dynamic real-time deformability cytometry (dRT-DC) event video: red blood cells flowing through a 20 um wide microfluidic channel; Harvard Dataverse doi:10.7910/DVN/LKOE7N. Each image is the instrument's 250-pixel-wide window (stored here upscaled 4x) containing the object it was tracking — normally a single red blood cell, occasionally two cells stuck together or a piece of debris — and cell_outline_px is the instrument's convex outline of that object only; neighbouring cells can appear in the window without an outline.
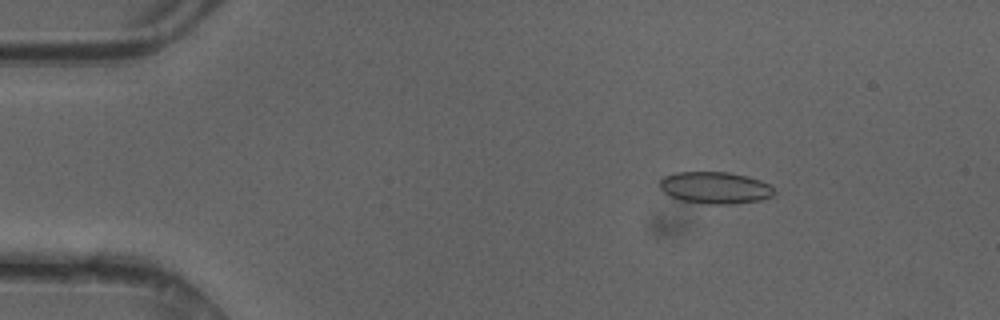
{"species": "common noctule bat (a hibernating species)", "species_latin": "Nyctalus noctula", "temperature_condition": "cold", "stored_images_in_passage": 49, "camera_frame_rate_fps": 3000, "um_per_image_px": 0.085, "animal": {"sex": "female"}, "frame": {"image": 1, "passage_image": 8, "time_ms": 2.333, "image_size_px": [1000, 320], "cell_outline_px": [[776, 192], [772, 196], [760, 200], [728, 204], [708, 204], [684, 200], [672, 196], [664, 192], [660, 188], [660, 180], [664, 176], [676, 172], [728, 172], [748, 176], [760, 180], [768, 184]], "centroid_in_image_um": [60.79, 15.94], "position_along_channel_um": 24.2, "area_um2": 21.04}}
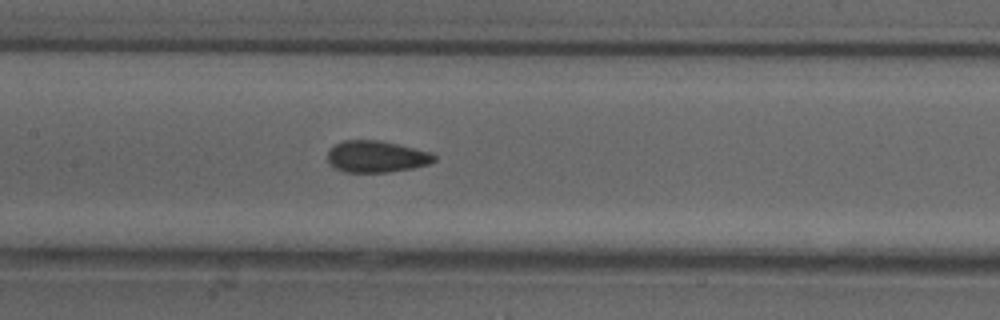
{"frame": {"image": 2, "passage_image": 24, "time_ms": 7.667, "image_size_px": [1000, 320], "cell_outline_px": [[436, 160], [428, 164], [412, 168], [388, 172], [344, 172], [328, 164], [328, 152], [336, 144], [344, 140], [376, 140], [396, 144], [432, 152], [436, 156]], "centroid_in_image_um": [32.0, 13.32], "position_along_channel_um": 175.4, "area_um2": 19.54}}
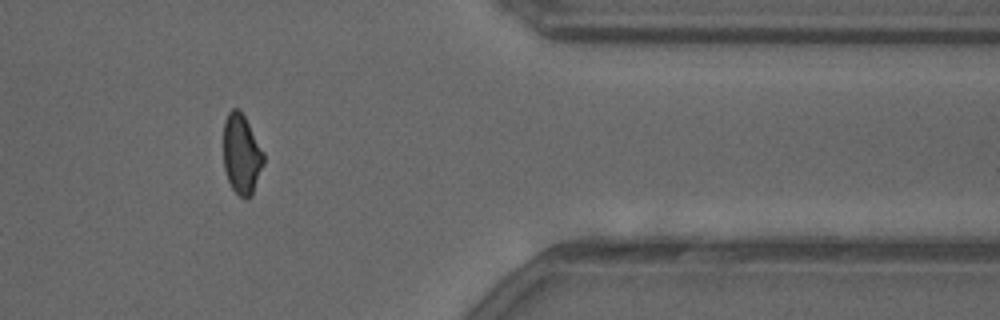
{"frame": {"image": 3, "passage_image": 41, "time_ms": 13.333, "image_size_px": [1000, 320], "cell_outline_px": [[264, 164], [252, 196], [248, 200], [240, 196], [232, 188], [228, 180], [224, 168], [224, 120], [228, 112], [232, 108], [240, 108], [264, 152]], "centroid_in_image_um": [20.54, 13.11], "position_along_channel_um": 390.9, "area_um2": 18.9}, "authors_computed_cell_mechanics": {"area_um2": 19.8832, "velocity_mm_per_s": 4.2001, "shape_relaxation_time_tau1_ms": null, "shape_relaxation_time_tau2_ms": 1.329, "deformation_change_tau1": null, "deformation_change_tau2": 0.068}}